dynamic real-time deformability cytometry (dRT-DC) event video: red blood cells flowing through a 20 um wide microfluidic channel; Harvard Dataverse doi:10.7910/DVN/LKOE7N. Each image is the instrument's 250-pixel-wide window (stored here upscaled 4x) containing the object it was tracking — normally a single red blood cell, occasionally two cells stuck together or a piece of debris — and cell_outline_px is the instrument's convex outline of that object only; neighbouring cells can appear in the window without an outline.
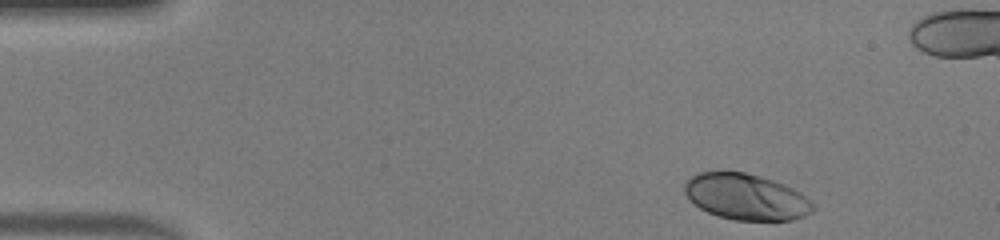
{"species": "human", "species_latin": "Homo sapiens", "temperature_condition": "warm", "stored_images_in_passage": 45, "camera_frame_rate_fps": 3000, "um_per_image_px": 0.085, "donor": {"sex": "male"}, "frame": {"image": 1, "passage_image": 1, "time_ms": 0.0, "image_size_px": [1000, 240], "cell_outline_px": [[816, 208], [812, 212], [804, 216], [792, 220], [736, 220], [716, 216], [700, 208], [684, 192], [684, 184], [692, 176], [700, 172], [744, 172], [760, 176], [784, 184], [800, 192], [812, 200], [816, 204]], "centroid_in_image_um": [63.47, 16.74], "position_along_channel_um": 21.5, "area_um2": 34.45}}
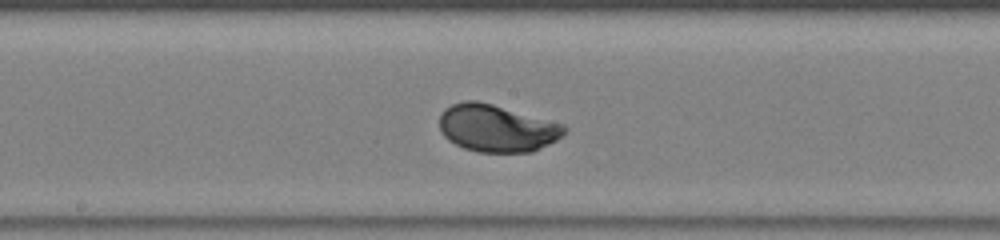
{"frame": {"image": 2, "passage_image": 21, "time_ms": 6.667, "image_size_px": [1000, 240], "cell_outline_px": [[568, 128], [556, 140], [532, 152], [480, 152], [464, 148], [448, 140], [440, 132], [440, 112], [444, 108], [452, 104], [464, 100], [476, 100], [492, 104], [564, 124]], "centroid_in_image_um": [42.19, 10.89], "position_along_channel_um": 206.0, "area_um2": 34.33}}
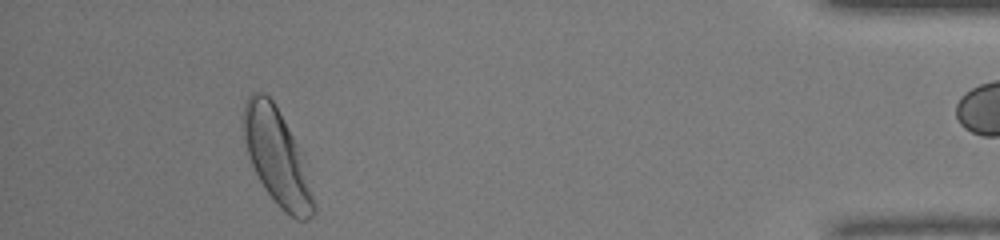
{"frame": {"image": 3, "passage_image": 40, "time_ms": 13.0, "image_size_px": [1000, 240], "cell_outline_px": [[316, 212], [308, 220], [296, 220], [264, 188], [248, 156], [244, 140], [244, 104], [248, 96], [252, 92], [264, 92], [276, 104], [300, 148], [304, 156], [316, 204]], "centroid_in_image_um": [23.58, 13.32], "position_along_channel_um": 411.6, "area_um2": 38.96}, "authors_computed_cell_mechanics": {"area_um2": 34.391, "velocity_mm_per_s": 4.171, "shape_relaxation_time_tau1_ms": 1.9981, "shape_relaxation_time_tau2_ms": null, "deformation_change_tau1": 0.1377, "deformation_change_tau2": null}}